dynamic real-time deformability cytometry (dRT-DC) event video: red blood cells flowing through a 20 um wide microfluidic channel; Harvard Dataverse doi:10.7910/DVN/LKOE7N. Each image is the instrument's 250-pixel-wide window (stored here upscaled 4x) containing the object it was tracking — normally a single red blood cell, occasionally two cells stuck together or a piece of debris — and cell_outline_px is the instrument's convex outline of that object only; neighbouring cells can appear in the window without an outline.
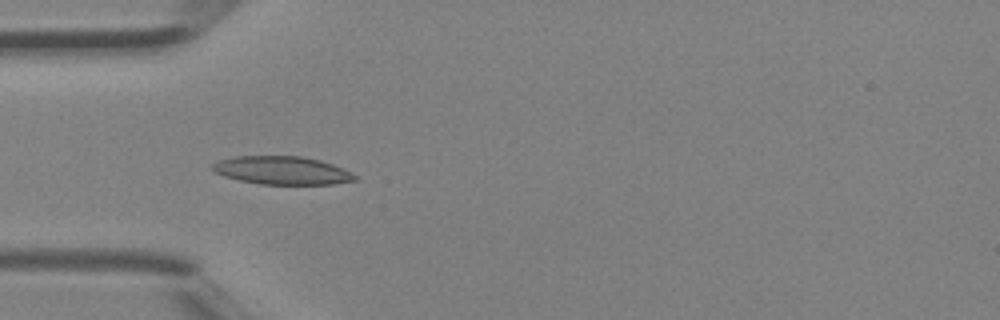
{"species": "Egyptian fruit bat (a non-hibernating species)", "species_latin": "Rousettus aegyptiacus", "temperature_condition": "room temperature", "stored_images_in_passage": 40, "camera_frame_rate_fps": 3000, "um_per_image_px": 0.085, "animal": {"sex": "female"}, "frame": {"image": 1, "passage_image": 12, "time_ms": 3.667, "image_size_px": [1000, 320], "cell_outline_px": [[356, 180], [332, 184], [260, 184], [240, 180], [224, 176], [212, 172], [212, 164], [216, 160], [236, 156], [300, 156], [320, 160], [344, 168], [356, 176]], "centroid_in_image_um": [23.93, 14.48], "position_along_channel_um": 61.1, "area_um2": 23.41}}
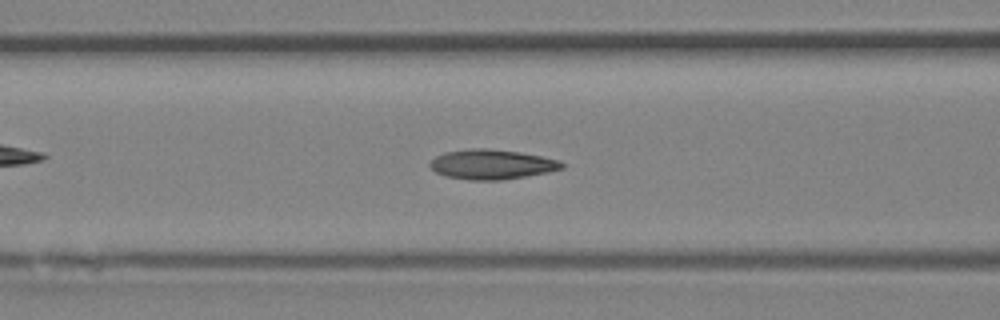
{"frame": {"image": 2, "passage_image": 16, "time_ms": 5.0, "image_size_px": [1000, 320], "cell_outline_px": [[564, 168], [548, 172], [500, 180], [468, 180], [448, 176], [436, 172], [428, 164], [436, 156], [444, 152], [472, 148], [488, 148], [520, 152], [560, 160], [564, 164]], "centroid_in_image_um": [41.8, 13.96], "position_along_channel_um": 124.8, "area_um2": 22.77}}
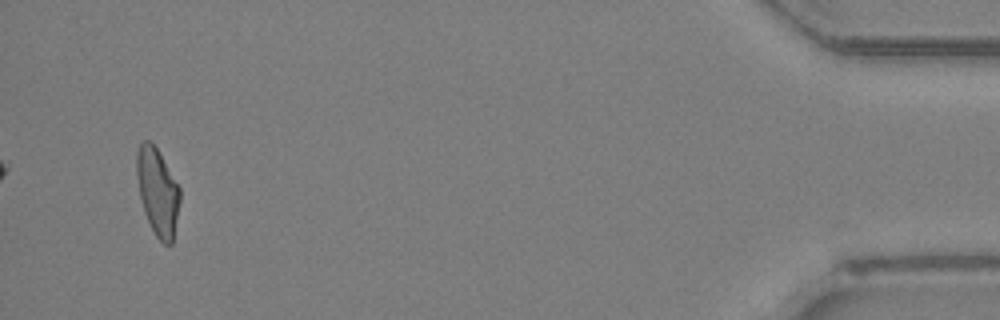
{"frame": {"image": 3, "passage_image": 39, "time_ms": 12.667, "image_size_px": [1000, 320], "cell_outline_px": [[180, 200], [172, 244], [164, 244], [156, 236], [144, 212], [140, 196], [136, 176], [136, 152], [140, 144], [144, 140], [148, 140], [156, 148], [180, 188]], "centroid_in_image_um": [13.38, 16.3], "position_along_channel_um": 421.8, "area_um2": 21.62}}